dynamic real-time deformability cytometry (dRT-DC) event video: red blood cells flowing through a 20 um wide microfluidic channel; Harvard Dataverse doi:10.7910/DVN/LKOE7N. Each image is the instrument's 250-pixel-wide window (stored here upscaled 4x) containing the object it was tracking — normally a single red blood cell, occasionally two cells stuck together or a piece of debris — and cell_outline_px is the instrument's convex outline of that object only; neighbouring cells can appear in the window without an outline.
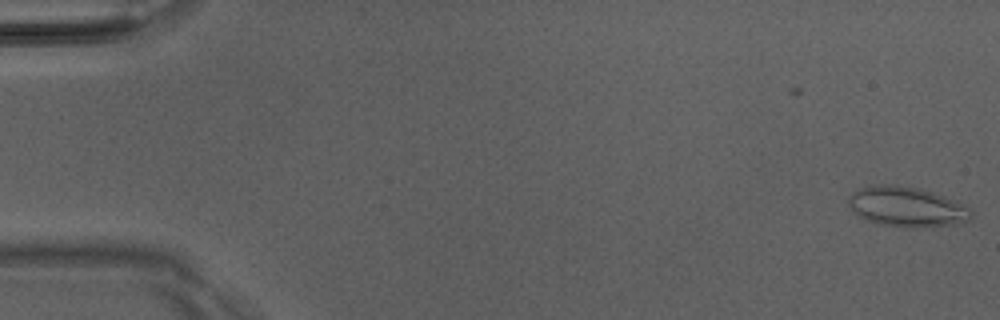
{"species": "Egyptian fruit bat (a non-hibernating species)", "species_latin": "Rousettus aegyptiacus", "temperature_condition": "room temperature", "stored_images_in_passage": 3, "camera_frame_rate_fps": 3000, "um_per_image_px": 0.085, "animal": {"sex": "male"}, "frame": {"image": 1, "passage_image": 3, "time_ms": 0.667, "image_size_px": [1000, 320], "cell_outline_px": [[972, 216], [968, 220], [952, 224], [884, 224], [868, 220], [852, 212], [848, 204], [848, 196], [856, 188], [876, 184], [892, 184], [920, 188], [944, 196], [968, 208], [972, 212]], "centroid_in_image_um": [76.96, 17.49], "position_along_channel_um": 8.0, "area_um2": 27.4}}